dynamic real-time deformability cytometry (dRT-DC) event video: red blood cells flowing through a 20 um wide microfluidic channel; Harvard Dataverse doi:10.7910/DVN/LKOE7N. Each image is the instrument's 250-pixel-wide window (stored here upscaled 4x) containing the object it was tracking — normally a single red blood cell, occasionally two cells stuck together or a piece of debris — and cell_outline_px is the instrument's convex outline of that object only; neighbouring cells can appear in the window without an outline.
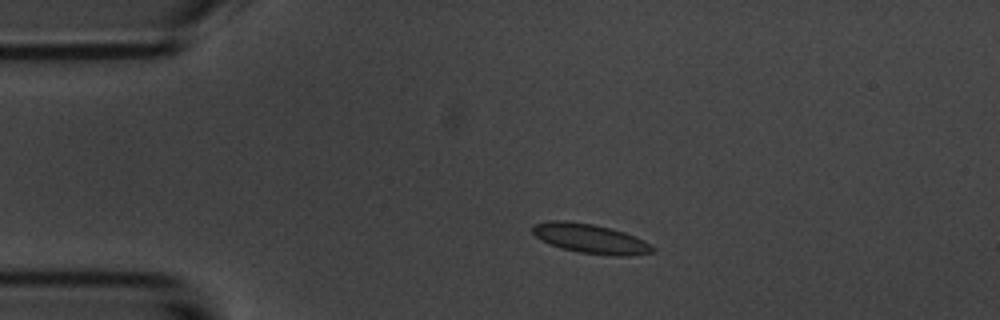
{"species": "common noctule bat (a hibernating species)", "species_latin": "Nyctalus noctula", "temperature_condition": "room temperature", "stored_images_in_passage": 4, "camera_frame_rate_fps": 3000, "um_per_image_px": 0.085, "animal": {"sex": "male", "body_mass_g": 20.1, "forearm_length_mm": 53.5}, "frame": {"image": 1, "passage_image": 3, "time_ms": 2.333, "image_size_px": [1000, 320], "cell_outline_px": [[656, 252], [628, 256], [612, 256], [580, 252], [560, 248], [548, 244], [536, 236], [532, 232], [532, 224], [552, 220], [564, 220], [592, 224], [612, 228], [624, 232], [644, 240], [652, 244], [656, 248]], "centroid_in_image_um": [50.21, 20.29], "position_along_channel_um": 34.8, "area_um2": 20.87}}